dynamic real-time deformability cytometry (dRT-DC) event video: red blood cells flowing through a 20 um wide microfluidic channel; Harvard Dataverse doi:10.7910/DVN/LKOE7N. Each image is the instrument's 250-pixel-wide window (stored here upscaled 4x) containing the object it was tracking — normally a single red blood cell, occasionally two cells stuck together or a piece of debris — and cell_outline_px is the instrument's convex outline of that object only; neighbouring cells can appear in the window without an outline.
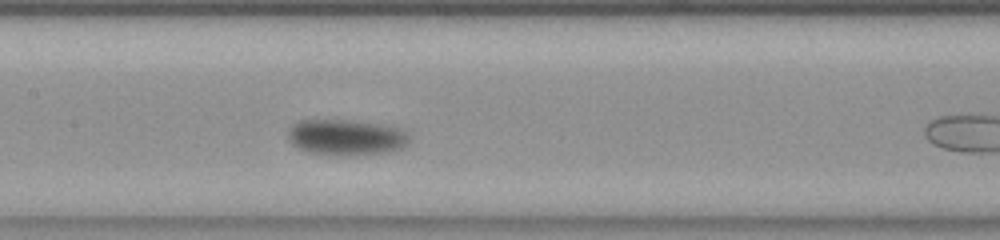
{"species": "common noctule bat (a hibernating species)", "species_latin": "Nyctalus noctula", "temperature_condition": "room temperature", "stored_images_in_passage": 33, "camera_frame_rate_fps": 3000, "um_per_image_px": 0.085, "animal": {"sex": "female", "body_mass_g": 23.0, "forearm_length_mm": 53.4}, "frame": {"image": 1, "passage_image": 15, "time_ms": 4.667, "image_size_px": [1000, 240], "cell_outline_px": [[408, 140], [400, 148], [388, 152], [360, 156], [332, 156], [312, 152], [296, 144], [292, 140], [292, 128], [300, 120], [340, 120], [388, 128], [404, 132]], "centroid_in_image_um": [29.41, 11.73], "position_along_channel_um": 178.0, "area_um2": 23.7}, "authors_computed_cell_mechanics": {"area_um2": 23.698, "velocity_mm_per_s": 3.5741, "shape_relaxation_time_tau1_ms": 1.8059, "shape_relaxation_time_tau2_ms": null, "deformation_change_tau1": 0.0574, "deformation_change_tau2": null}}